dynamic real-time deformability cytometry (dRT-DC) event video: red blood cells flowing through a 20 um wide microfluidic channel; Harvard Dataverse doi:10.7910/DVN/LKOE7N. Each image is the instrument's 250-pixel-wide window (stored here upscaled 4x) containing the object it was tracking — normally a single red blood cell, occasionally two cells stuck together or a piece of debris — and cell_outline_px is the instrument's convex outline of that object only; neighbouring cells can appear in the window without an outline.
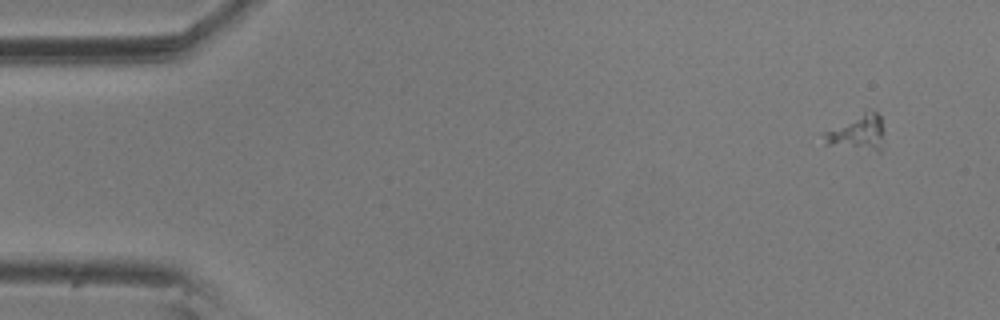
{"species": "common noctule bat (a hibernating species)", "species_latin": "Nyctalus noctula", "temperature_condition": "room temperature", "stored_images_in_passage": 10, "camera_frame_rate_fps": 3000, "um_per_image_px": 0.085, "animal": {"sex": "male", "body_mass_g": 20.5, "forearm_length_mm": 52.5}, "frame": {"image": 1, "passage_image": 1, "time_ms": 0.0, "image_size_px": [1000, 320], "cell_outline_px": [[880, 152], [824, 144], [824, 132], [864, 112], [876, 112], [880, 116]], "centroid_in_image_um": [72.83, 11.3], "position_along_channel_um": 12.2, "area_um2": 11.62}}
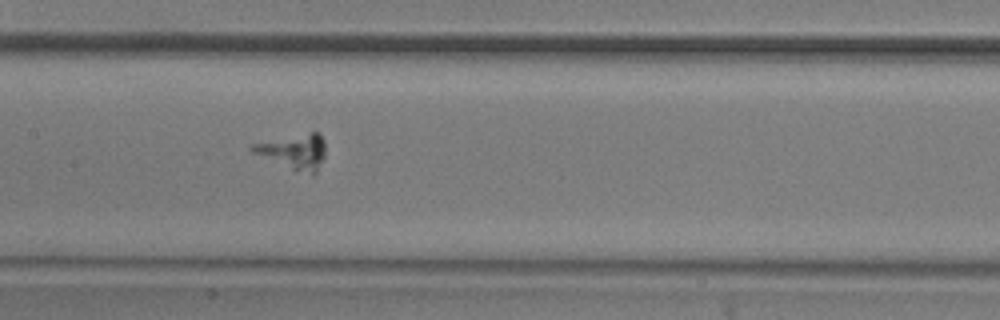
{"frame": {"image": 2, "passage_image": 8, "time_ms": 2.333, "image_size_px": [1000, 320], "cell_outline_px": [[324, 156], [316, 172], [312, 176], [252, 152], [248, 148], [252, 144], [312, 132], [316, 132], [324, 140]], "centroid_in_image_um": [25.01, 12.89], "position_along_channel_um": 182.4, "area_um2": 14.22}}
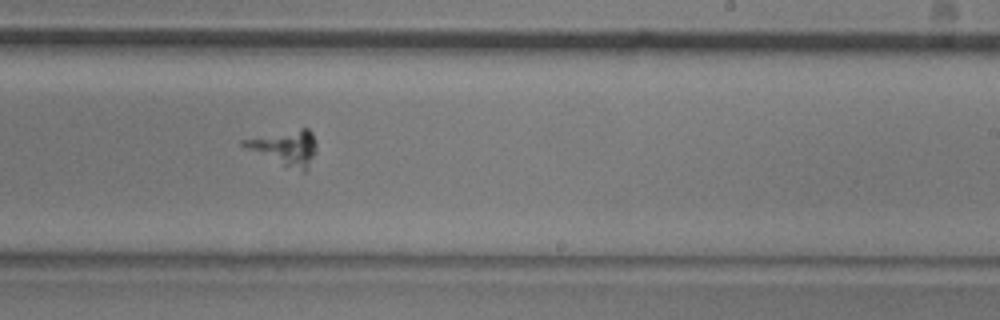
{"frame": {"image": 3, "passage_image": 10, "time_ms": 3.0, "image_size_px": [1000, 320], "cell_outline_px": [[316, 148], [304, 172], [284, 164], [240, 144], [240, 140], [300, 128], [308, 128], [312, 132], [316, 140]], "centroid_in_image_um": [24.29, 12.49], "position_along_channel_um": 264.7, "area_um2": 13.93}}